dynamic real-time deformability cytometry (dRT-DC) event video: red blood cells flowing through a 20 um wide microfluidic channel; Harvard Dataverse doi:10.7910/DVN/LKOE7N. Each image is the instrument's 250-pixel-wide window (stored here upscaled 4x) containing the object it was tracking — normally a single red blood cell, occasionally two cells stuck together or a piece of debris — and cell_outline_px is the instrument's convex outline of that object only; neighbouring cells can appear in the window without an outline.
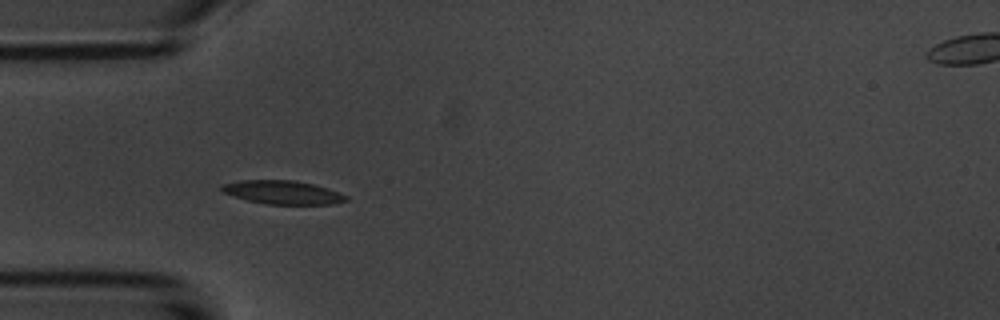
{"species": "common noctule bat (a hibernating species)", "species_latin": "Nyctalus noctula", "temperature_condition": "room temperature", "stored_images_in_passage": 8, "camera_frame_rate_fps": 3000, "um_per_image_px": 0.085, "animal": {"sex": "male", "body_mass_g": 20.1, "forearm_length_mm": 53.5}, "frame": {"image": 1, "passage_image": 7, "time_ms": 7.667, "image_size_px": [1000, 320], "cell_outline_px": [[348, 200], [332, 204], [264, 204], [232, 196], [220, 192], [220, 184], [240, 180], [296, 180], [328, 188], [348, 196]], "centroid_in_image_um": [23.97, 16.34], "position_along_channel_um": 61.0, "area_um2": 17.22}}
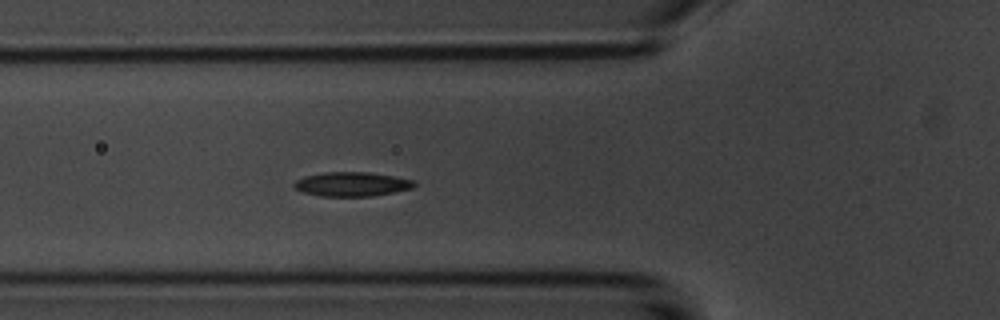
{"frame": {"image": 2, "passage_image": 8, "time_ms": 8.667, "image_size_px": [1000, 320], "cell_outline_px": [[416, 184], [412, 188], [372, 196], [320, 196], [304, 192], [296, 188], [292, 184], [296, 180], [304, 176], [324, 172], [368, 172], [416, 180]], "centroid_in_image_um": [29.9, 15.64], "position_along_channel_um": 95.9, "area_um2": 16.88}}